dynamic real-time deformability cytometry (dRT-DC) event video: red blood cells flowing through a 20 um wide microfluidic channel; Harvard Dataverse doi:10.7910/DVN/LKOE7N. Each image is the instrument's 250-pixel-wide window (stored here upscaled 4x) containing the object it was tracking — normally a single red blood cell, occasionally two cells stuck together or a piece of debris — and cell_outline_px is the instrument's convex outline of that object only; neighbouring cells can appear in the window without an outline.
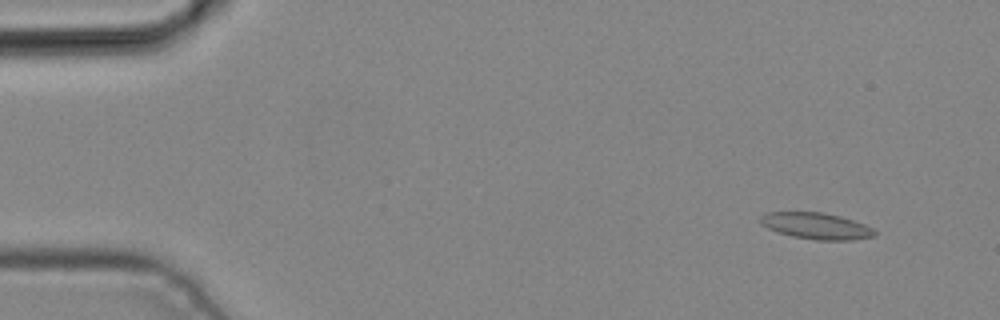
{"species": "common noctule bat (a hibernating species)", "species_latin": "Nyctalus noctula", "temperature_condition": "cold", "stored_images_in_passage": 5, "camera_frame_rate_fps": 3000, "um_per_image_px": 0.085, "animal": {"sex": "male", "body_mass_g": 19.2, "forearm_length_mm": 51.8}, "frame": {"image": 1, "passage_image": 1, "time_ms": 0.0, "image_size_px": [1000, 320], "cell_outline_px": [[876, 236], [852, 240], [816, 240], [792, 236], [768, 228], [760, 224], [760, 216], [764, 212], [820, 212], [840, 216], [864, 224], [872, 228], [876, 232]], "centroid_in_image_um": [69.37, 19.2], "position_along_channel_um": 15.6, "area_um2": 17.51}}
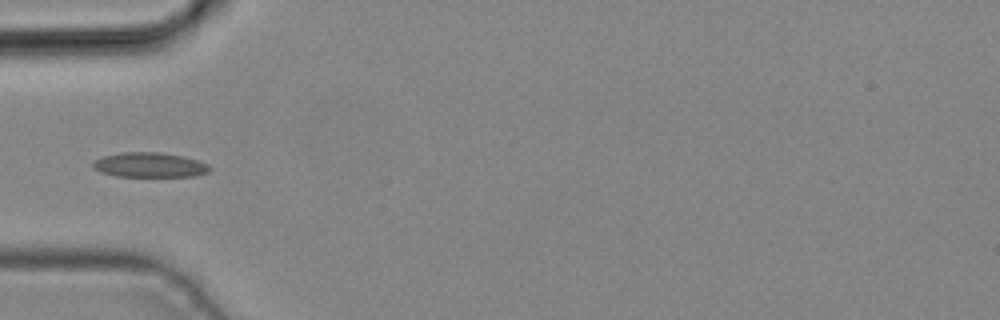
{"frame": {"image": 2, "passage_image": 4, "time_ms": 1.0, "image_size_px": [1000, 320], "cell_outline_px": [[212, 168], [208, 172], [196, 176], [116, 176], [100, 172], [92, 168], [92, 164], [96, 160], [104, 156], [120, 152], [160, 152], [184, 156], [208, 164]], "centroid_in_image_um": [12.72, 14.02], "position_along_channel_um": 72.3, "area_um2": 16.88}}
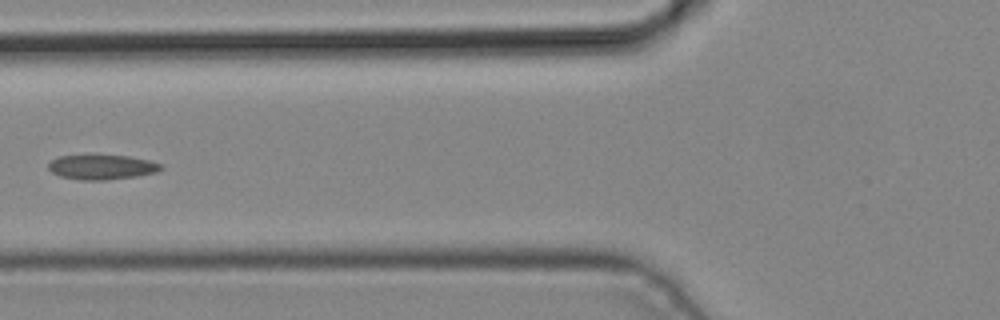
{"frame": {"image": 3, "passage_image": 5, "time_ms": 1.333, "image_size_px": [1000, 320], "cell_outline_px": [[164, 168], [156, 172], [136, 176], [104, 180], [80, 180], [60, 176], [52, 172], [48, 168], [48, 164], [52, 160], [60, 156], [92, 152], [128, 156], [148, 160], [164, 164]], "centroid_in_image_um": [8.64, 14.15], "position_along_channel_um": 117.2, "area_um2": 16.99}}